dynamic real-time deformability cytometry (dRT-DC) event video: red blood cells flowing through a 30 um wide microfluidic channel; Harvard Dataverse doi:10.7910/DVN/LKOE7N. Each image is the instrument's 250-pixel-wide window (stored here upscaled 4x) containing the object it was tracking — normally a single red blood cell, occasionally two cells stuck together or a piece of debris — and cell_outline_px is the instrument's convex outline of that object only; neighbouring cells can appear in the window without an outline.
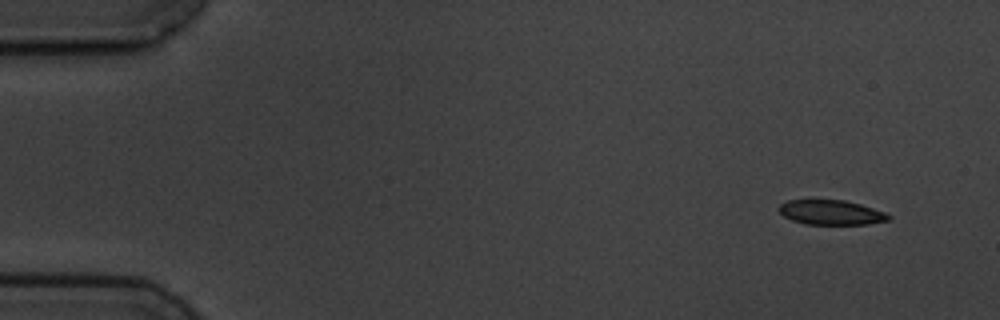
{"species": "common noctule bat (a hibernating species)", "species_latin": "Nyctalus noctula", "temperature_condition": "cold", "stored_images_in_passage": 4, "camera_frame_rate_fps": 3000, "um_per_image_px": 0.085, "animal": {"sex": "male", "body_mass_g": 19.5, "forearm_length_mm": 54.6}, "frame": {"image": 1, "passage_image": 1, "time_ms": 0.0, "image_size_px": [1000, 320], "cell_outline_px": [[892, 220], [868, 224], [804, 224], [792, 220], [784, 216], [776, 208], [780, 204], [788, 200], [844, 200], [860, 204], [884, 212], [892, 216]], "centroid_in_image_um": [70.65, 18.06], "position_along_channel_um": 14.4, "area_um2": 15.84}}
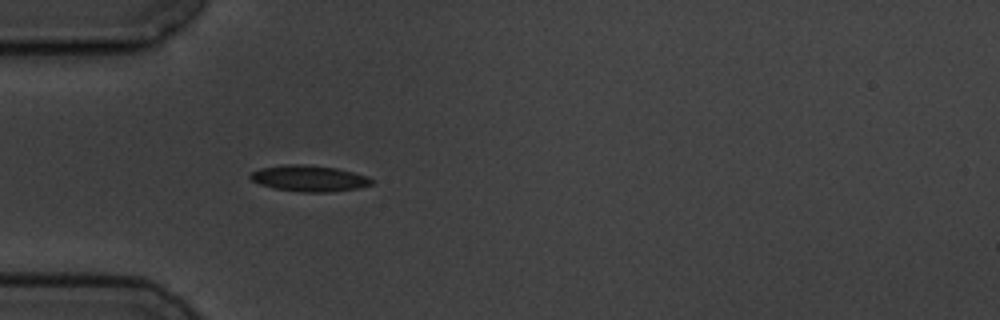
{"frame": {"image": 2, "passage_image": 4, "time_ms": 4.333, "image_size_px": [1000, 320], "cell_outline_px": [[372, 184], [356, 188], [332, 192], [300, 192], [276, 188], [260, 184], [252, 180], [248, 176], [252, 172], [260, 168], [284, 164], [300, 164], [336, 168], [368, 176], [372, 180]], "centroid_in_image_um": [26.26, 15.16], "position_along_channel_um": 58.7, "area_um2": 18.26}}